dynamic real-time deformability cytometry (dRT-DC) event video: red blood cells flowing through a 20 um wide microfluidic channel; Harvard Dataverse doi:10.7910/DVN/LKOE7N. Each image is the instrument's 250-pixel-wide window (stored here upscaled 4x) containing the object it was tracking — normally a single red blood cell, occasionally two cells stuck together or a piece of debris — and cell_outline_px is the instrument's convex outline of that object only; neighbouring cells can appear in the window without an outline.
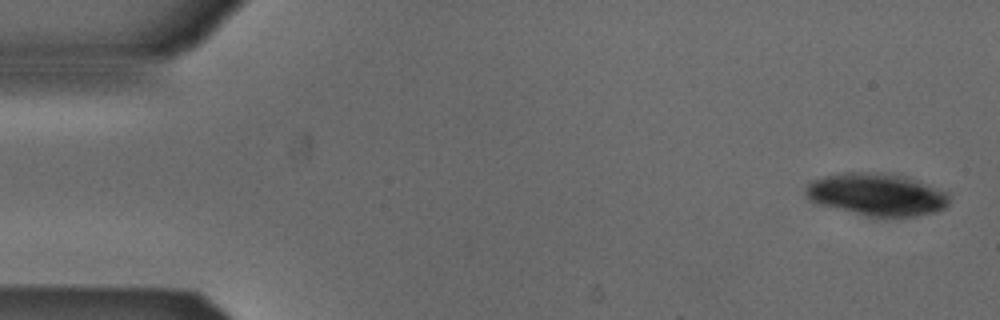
{"species": "Egyptian fruit bat (a non-hibernating species)", "species_latin": "Rousettus aegyptiacus", "temperature_condition": "cold", "stored_images_in_passage": 4, "camera_frame_rate_fps": 3000, "um_per_image_px": 0.085, "animal": {"sex": "male"}, "frame": {"image": 1, "passage_image": 1, "time_ms": 0.0, "image_size_px": [1000, 320], "cell_outline_px": [[948, 204], [944, 208], [936, 212], [916, 216], [868, 216], [820, 204], [812, 200], [804, 192], [808, 184], [812, 180], [824, 176], [840, 172], [896, 172], [908, 176], [948, 192]], "centroid_in_image_um": [74.57, 16.49], "position_along_channel_um": 10.4, "area_um2": 35.66}}